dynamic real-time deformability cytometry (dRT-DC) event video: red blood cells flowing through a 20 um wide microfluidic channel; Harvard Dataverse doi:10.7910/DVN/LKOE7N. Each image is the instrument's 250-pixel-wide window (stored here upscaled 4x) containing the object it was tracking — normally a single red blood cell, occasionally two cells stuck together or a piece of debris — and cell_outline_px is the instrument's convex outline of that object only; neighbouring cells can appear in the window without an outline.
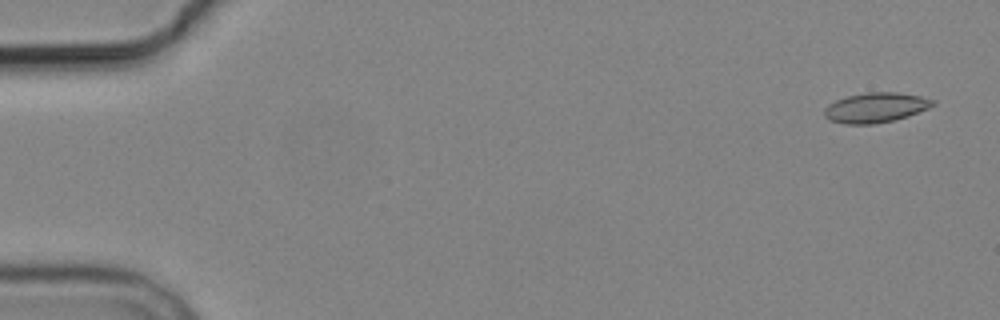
{"species": "common noctule bat (a hibernating species)", "species_latin": "Nyctalus noctula", "temperature_condition": "cold", "stored_images_in_passage": 5, "segment_of_instrument_passage": [1, 2], "camera_frame_rate_fps": 3000, "um_per_image_px": 0.085, "animal": {"sex": "male", "body_mass_g": 19.2, "forearm_length_mm": 51.8}, "frame": {"image": 1, "passage_image": 1, "time_ms": 0.0, "image_size_px": [1000, 320], "cell_outline_px": [[936, 104], [928, 108], [908, 116], [892, 120], [872, 124], [844, 124], [828, 120], [824, 116], [824, 108], [828, 104], [836, 100], [848, 96], [868, 92], [896, 92], [920, 96], [936, 100]], "centroid_in_image_um": [74.41, 9.14], "position_along_channel_um": 10.6, "area_um2": 18.9}}
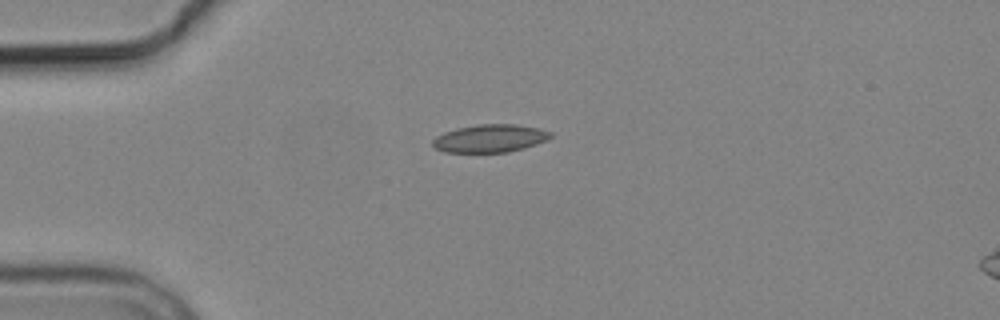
{"frame": {"image": 2, "passage_image": 4, "time_ms": 4.0, "image_size_px": [1000, 320], "cell_outline_px": [[552, 136], [536, 144], [524, 148], [508, 152], [444, 152], [436, 148], [432, 144], [432, 140], [436, 136], [444, 132], [456, 128], [476, 124], [516, 124], [540, 128], [552, 132]], "centroid_in_image_um": [41.64, 11.75], "position_along_channel_um": 43.4, "area_um2": 19.19}}